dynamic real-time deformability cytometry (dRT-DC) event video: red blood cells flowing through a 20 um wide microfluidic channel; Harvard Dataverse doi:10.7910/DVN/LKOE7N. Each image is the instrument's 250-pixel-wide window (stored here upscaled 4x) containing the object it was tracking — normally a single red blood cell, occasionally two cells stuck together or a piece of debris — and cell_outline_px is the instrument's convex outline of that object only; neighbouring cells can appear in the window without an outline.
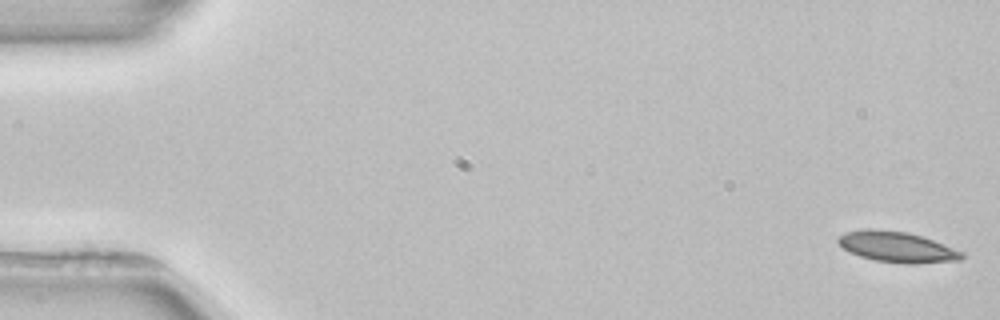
{"species": "common noctule bat (a hibernating species)", "species_latin": "Nyctalus noctula", "temperature_condition": "room temperature", "stored_images_in_passage": 5, "segment_of_instrument_passage": [1, 2], "camera_frame_rate_fps": 3000, "um_per_image_px": 0.085, "animal": {"sex": "female", "body_mass_g": 22.7, "forearm_length_mm": 54.2}, "frame": {"image": 1, "passage_image": 1, "time_ms": 0.0, "image_size_px": [1000, 320], "cell_outline_px": [[964, 256], [960, 260], [916, 264], [904, 264], [876, 260], [860, 256], [844, 248], [836, 240], [836, 236], [844, 232], [864, 228], [876, 228], [908, 232], [932, 240], [964, 252]], "centroid_in_image_um": [76.21, 20.98], "position_along_channel_um": 8.8, "area_um2": 22.2}}
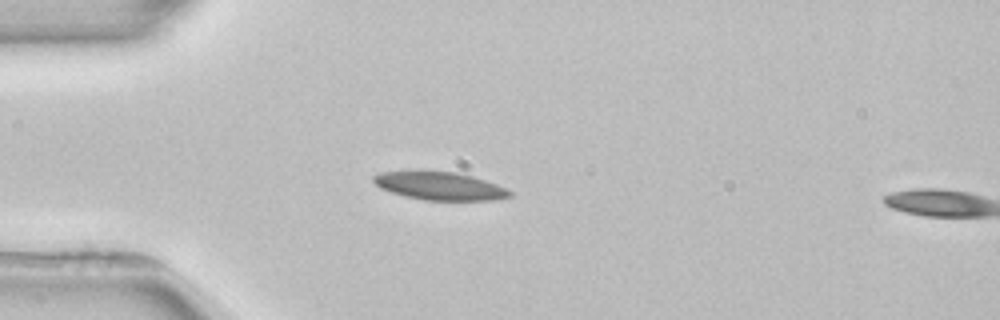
{"frame": {"image": 2, "passage_image": 4, "time_ms": 4.333, "image_size_px": [1000, 320], "cell_outline_px": [[512, 196], [496, 200], [424, 200], [404, 196], [380, 188], [372, 180], [372, 176], [380, 172], [460, 172], [496, 184], [512, 192]], "centroid_in_image_um": [37.39, 15.82], "position_along_channel_um": 47.6, "area_um2": 21.96}}